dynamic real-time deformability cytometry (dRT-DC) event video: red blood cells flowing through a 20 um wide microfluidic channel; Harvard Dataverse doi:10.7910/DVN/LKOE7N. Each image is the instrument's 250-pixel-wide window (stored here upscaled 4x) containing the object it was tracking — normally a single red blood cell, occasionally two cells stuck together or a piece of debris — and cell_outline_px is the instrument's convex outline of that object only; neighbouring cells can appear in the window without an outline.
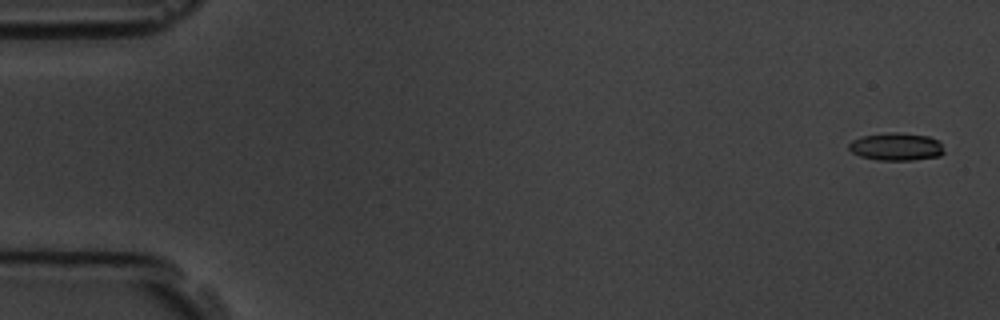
{"species": "common noctule bat (a hibernating species)", "species_latin": "Nyctalus noctula", "temperature_condition": "room temperature", "stored_images_in_passage": 5, "camera_frame_rate_fps": 3000, "um_per_image_px": 0.085, "animal": {"sex": "male", "body_mass_g": 19.5, "forearm_length_mm": 54.6}, "frame": {"image": 1, "passage_image": 1, "time_ms": 0.0, "image_size_px": [1000, 320], "cell_outline_px": [[944, 152], [940, 156], [912, 160], [876, 160], [860, 156], [852, 152], [848, 148], [848, 144], [852, 140], [864, 136], [892, 132], [896, 132], [928, 136], [940, 140]], "centroid_in_image_um": [76.19, 12.47], "position_along_channel_um": 8.8, "area_um2": 15.37}}
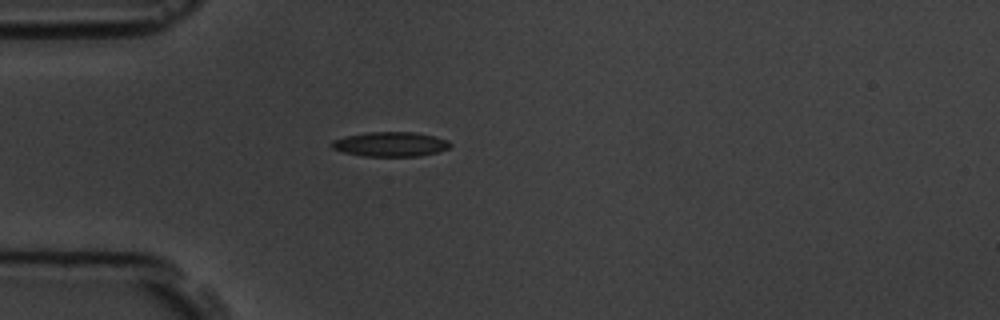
{"frame": {"image": 2, "passage_image": 5, "time_ms": 4.667, "image_size_px": [1000, 320], "cell_outline_px": [[452, 144], [448, 148], [436, 152], [420, 156], [364, 156], [344, 152], [332, 148], [328, 144], [332, 140], [344, 136], [368, 132], [416, 132], [448, 140]], "centroid_in_image_um": [33.14, 12.25], "position_along_channel_um": 51.9, "area_um2": 16.99}}